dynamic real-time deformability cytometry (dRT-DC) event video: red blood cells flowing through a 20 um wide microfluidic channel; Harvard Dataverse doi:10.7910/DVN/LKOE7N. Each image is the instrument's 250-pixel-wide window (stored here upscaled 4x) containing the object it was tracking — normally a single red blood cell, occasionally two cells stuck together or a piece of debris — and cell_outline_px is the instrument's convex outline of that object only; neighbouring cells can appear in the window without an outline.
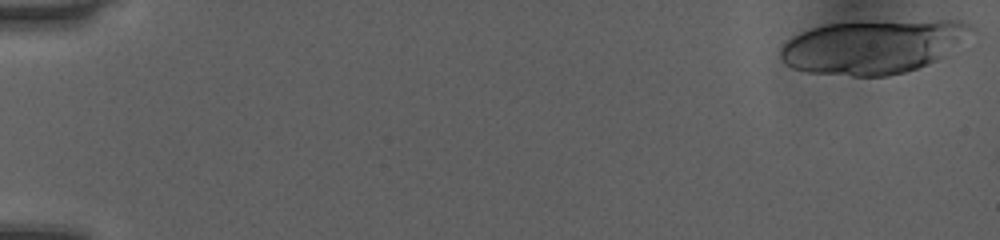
{"species": "human", "species_latin": "Homo sapiens", "temperature_condition": "room temperature", "stored_images_in_passage": 12, "camera_frame_rate_fps": 3000, "um_per_image_px": 0.085, "donor": {"sex": "female"}, "frame": {"image": 1, "passage_image": 1, "time_ms": 0.0, "image_size_px": [1000, 240], "cell_outline_px": [[976, 28], [936, 60], [928, 64], [904, 72], [888, 76], [852, 76], [808, 72], [792, 68], [784, 64], [780, 60], [780, 48], [788, 40], [812, 28], [824, 24], [936, 20], [964, 20], [972, 24]], "centroid_in_image_um": [74.17, 3.97], "position_along_channel_um": 10.8, "area_um2": 59.07}}